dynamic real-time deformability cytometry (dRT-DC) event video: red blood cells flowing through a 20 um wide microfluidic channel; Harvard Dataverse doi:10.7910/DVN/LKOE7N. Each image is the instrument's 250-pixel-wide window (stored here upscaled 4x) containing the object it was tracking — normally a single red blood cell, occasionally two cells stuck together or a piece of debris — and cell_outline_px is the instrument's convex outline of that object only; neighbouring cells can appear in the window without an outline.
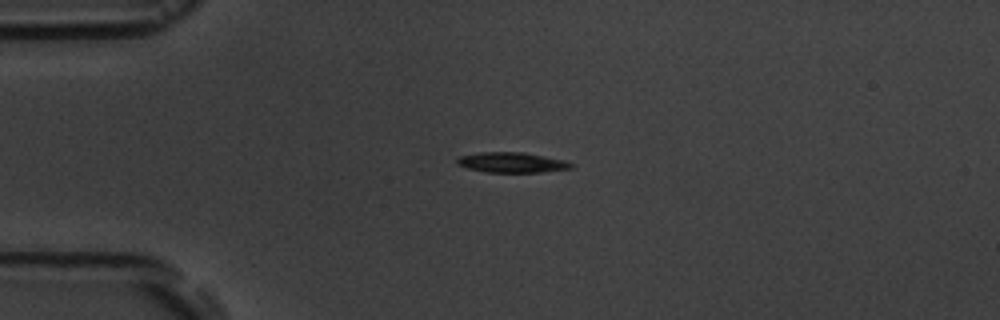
{"species": "common noctule bat (a hibernating species)", "species_latin": "Nyctalus noctula", "temperature_condition": "room temperature", "stored_images_in_passage": 4, "camera_frame_rate_fps": 3000, "um_per_image_px": 0.085, "animal": {"sex": "male", "body_mass_g": 19.5, "forearm_length_mm": 54.6}, "frame": {"image": 1, "passage_image": 3, "time_ms": 2.333, "image_size_px": [1000, 320], "cell_outline_px": [[576, 164], [572, 168], [540, 172], [484, 172], [468, 168], [456, 164], [456, 160], [460, 156], [480, 152], [524, 152], [564, 160]], "centroid_in_image_um": [43.51, 13.81], "position_along_channel_um": 41.5, "area_um2": 13.47}}